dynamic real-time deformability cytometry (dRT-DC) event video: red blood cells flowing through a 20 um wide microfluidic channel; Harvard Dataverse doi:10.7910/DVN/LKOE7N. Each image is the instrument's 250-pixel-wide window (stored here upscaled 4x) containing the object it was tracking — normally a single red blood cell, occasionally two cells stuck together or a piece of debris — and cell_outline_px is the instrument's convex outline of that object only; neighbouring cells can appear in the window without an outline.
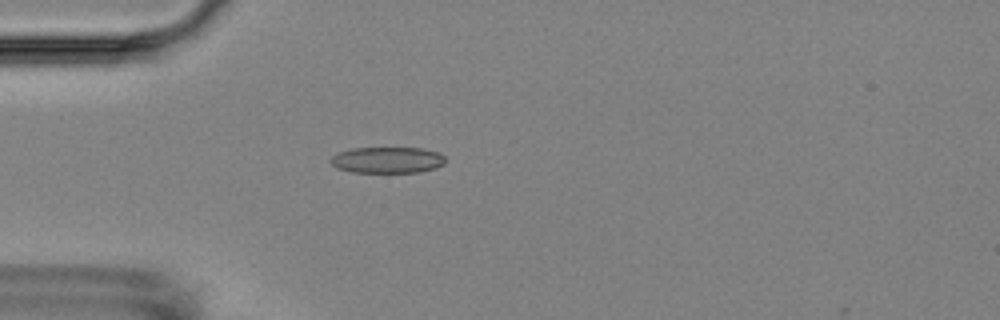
{"species": "Egyptian fruit bat (a non-hibernating species)", "species_latin": "Rousettus aegyptiacus", "temperature_condition": "room temperature", "stored_images_in_passage": 5, "camera_frame_rate_fps": 3000, "um_per_image_px": 0.085, "animal": {"sex": "female"}, "frame": {"image": 1, "passage_image": 4, "time_ms": 4.0, "image_size_px": [1000, 320], "cell_outline_px": [[444, 164], [436, 168], [420, 172], [352, 172], [336, 168], [328, 160], [332, 156], [340, 152], [352, 148], [420, 148], [436, 152], [444, 156]], "centroid_in_image_um": [32.9, 13.6], "position_along_channel_um": 52.1, "area_um2": 17.46}}